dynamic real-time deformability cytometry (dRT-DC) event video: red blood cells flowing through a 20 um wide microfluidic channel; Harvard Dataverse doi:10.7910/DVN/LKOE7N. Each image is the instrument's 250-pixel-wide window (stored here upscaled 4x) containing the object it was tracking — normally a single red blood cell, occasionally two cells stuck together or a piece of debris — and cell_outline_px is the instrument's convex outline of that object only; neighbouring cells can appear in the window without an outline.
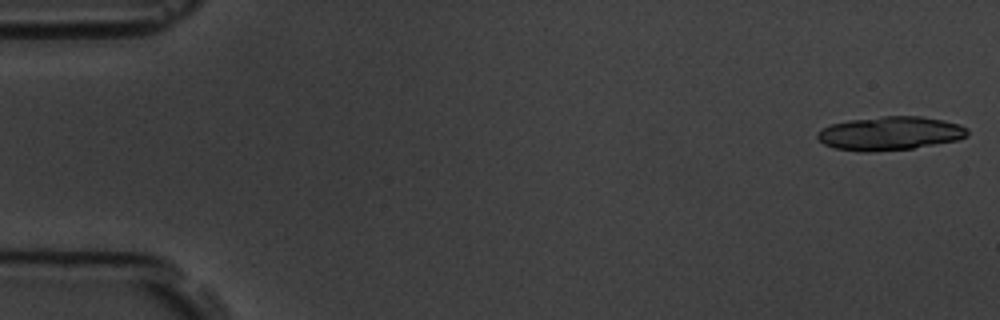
{"species": "common noctule bat (a hibernating species)", "species_latin": "Nyctalus noctula", "temperature_condition": "room temperature", "stored_images_in_passage": 10, "camera_frame_rate_fps": 3000, "um_per_image_px": 0.085, "animal": {"sex": "male", "body_mass_g": 19.5, "forearm_length_mm": 54.6}, "frame": {"image": 1, "passage_image": 1, "time_ms": 0.0, "image_size_px": [1000, 320], "cell_outline_px": [[968, 136], [960, 140], [912, 148], [872, 152], [860, 152], [836, 148], [824, 144], [816, 136], [816, 132], [820, 128], [832, 124], [848, 120], [884, 116], [920, 116], [944, 120], [960, 124], [968, 128]], "centroid_in_image_um": [75.66, 11.33], "position_along_channel_um": 9.3, "area_um2": 29.71}}